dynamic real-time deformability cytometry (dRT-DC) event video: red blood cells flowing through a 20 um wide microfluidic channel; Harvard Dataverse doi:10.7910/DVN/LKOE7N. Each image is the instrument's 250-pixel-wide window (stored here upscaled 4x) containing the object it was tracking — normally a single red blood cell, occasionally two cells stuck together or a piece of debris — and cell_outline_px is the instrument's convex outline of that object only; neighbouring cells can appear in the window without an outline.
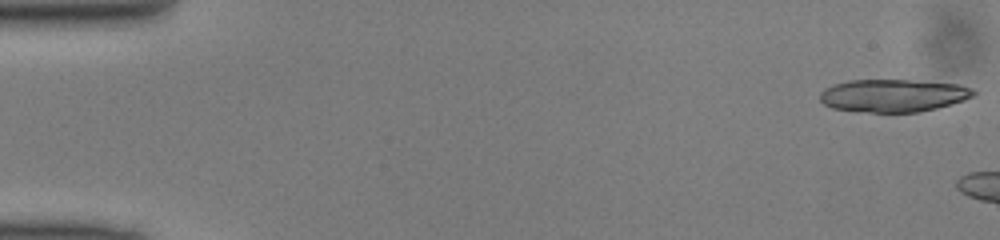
{"species": "common noctule bat (a hibernating species)", "species_latin": "Nyctalus noctula", "temperature_condition": "cold", "stored_images_in_passage": 5, "camera_frame_rate_fps": 3000, "um_per_image_px": 0.085, "animal": {"sex": "male", "body_mass_g": 13.0, "forearm_length_mm": 53.1}, "frame": {"image": 1, "passage_image": 1, "time_ms": 0.0, "image_size_px": [1000, 240], "cell_outline_px": [[976, 92], [972, 96], [964, 100], [936, 108], [920, 112], [868, 112], [832, 108], [824, 104], [820, 100], [820, 92], [824, 88], [848, 80], [904, 80], [960, 84], [972, 88]], "centroid_in_image_um": [75.91, 8.12], "position_along_channel_um": 9.1, "area_um2": 29.13}}